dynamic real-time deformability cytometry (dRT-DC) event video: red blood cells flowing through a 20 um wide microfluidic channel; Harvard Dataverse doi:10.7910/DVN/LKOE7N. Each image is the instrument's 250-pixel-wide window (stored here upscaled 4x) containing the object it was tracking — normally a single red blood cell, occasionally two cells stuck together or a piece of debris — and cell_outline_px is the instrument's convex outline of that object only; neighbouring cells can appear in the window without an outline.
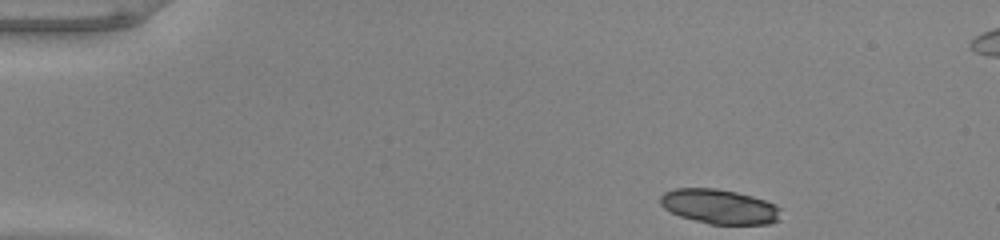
{"species": "common noctule bat (a hibernating species)", "species_latin": "Nyctalus noctula", "temperature_condition": "warm", "stored_images_in_passage": 46, "camera_frame_rate_fps": 3000, "um_per_image_px": 0.085, "animal": {"sex": "male", "body_mass_g": 20.0, "forearm_length_mm": 53.3}, "frame": {"image": 1, "passage_image": 1, "time_ms": 0.0, "image_size_px": [1000, 240], "cell_outline_px": [[780, 220], [768, 224], [708, 224], [680, 216], [664, 208], [660, 204], [660, 196], [664, 192], [672, 188], [716, 188], [736, 192], [752, 196], [776, 204], [780, 208]], "centroid_in_image_um": [61.15, 17.55], "position_along_channel_um": 23.9, "area_um2": 24.45}}